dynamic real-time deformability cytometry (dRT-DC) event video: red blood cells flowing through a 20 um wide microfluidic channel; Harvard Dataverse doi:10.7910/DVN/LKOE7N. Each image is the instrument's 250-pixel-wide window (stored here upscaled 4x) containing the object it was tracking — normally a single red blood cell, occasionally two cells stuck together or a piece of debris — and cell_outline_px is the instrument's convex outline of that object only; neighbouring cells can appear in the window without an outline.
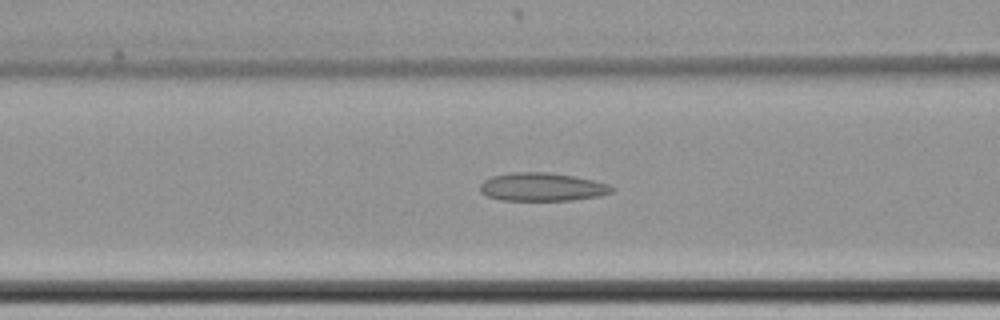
{"species": "common noctule bat (a hibernating species)", "species_latin": "Nyctalus noctula", "temperature_condition": "cold", "stored_images_in_passage": 65, "camera_frame_rate_fps": 3000, "um_per_image_px": 0.085, "animal": {"sex": "female", "body_mass_g": 22.7, "forearm_length_mm": 54.2}, "frame": {"image": 1, "passage_image": 30, "time_ms": 9.667, "image_size_px": [1000, 320], "cell_outline_px": [[616, 188], [612, 192], [600, 196], [572, 200], [500, 200], [488, 196], [480, 192], [480, 184], [484, 180], [492, 176], [512, 172], [548, 172], [576, 176], [608, 184]], "centroid_in_image_um": [46.09, 15.89], "position_along_channel_um": 120.5, "area_um2": 21.79}}
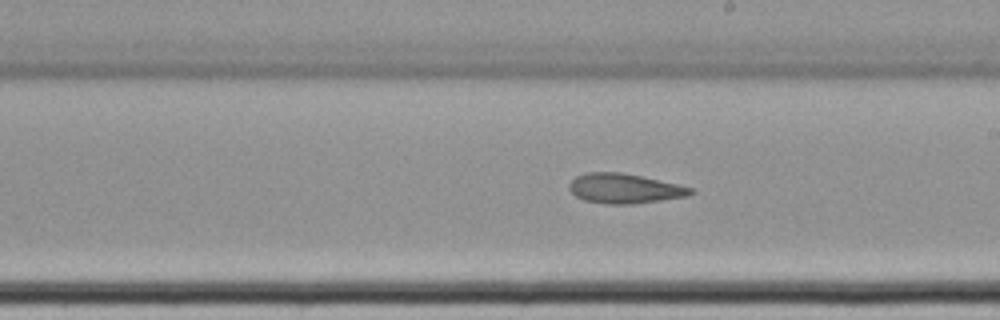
{"frame": {"image": 2, "passage_image": 40, "time_ms": 13.0, "image_size_px": [1000, 320], "cell_outline_px": [[696, 192], [688, 196], [632, 204], [608, 204], [584, 200], [576, 196], [568, 188], [568, 184], [576, 176], [584, 172], [620, 172], [640, 176], [696, 188]], "centroid_in_image_um": [53.09, 16.02], "position_along_channel_um": 235.9, "area_um2": 21.1}}
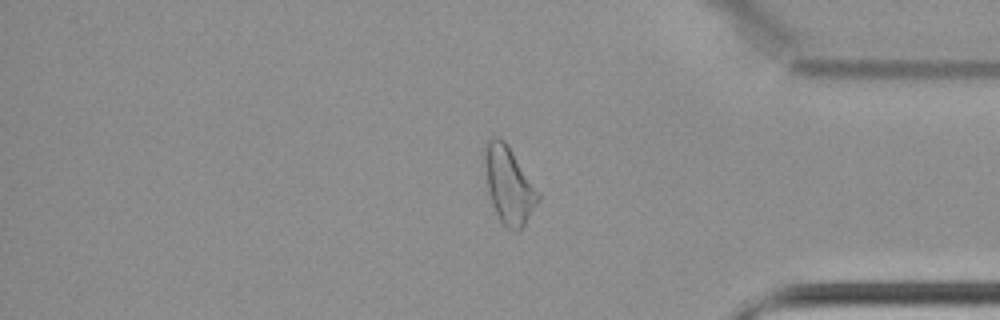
{"frame": {"image": 3, "passage_image": 55, "time_ms": 18.0, "image_size_px": [1000, 320], "cell_outline_px": [[540, 200], [524, 224], [516, 232], [508, 228], [500, 220], [492, 204], [488, 188], [484, 156], [484, 144], [488, 140], [496, 136], [504, 140], [508, 144], [540, 192]], "centroid_in_image_um": [43.27, 15.7], "position_along_channel_um": 391.9, "area_um2": 23.81}, "authors_computed_cell_mechanics": {"area_um2": 23.8136, "velocity_mm_per_s": 3.4651, "shape_relaxation_time_tau1_ms": null, "shape_relaxation_time_tau2_ms": 4.2839, "deformation_change_tau1": null, "deformation_change_tau2": 0.115}}